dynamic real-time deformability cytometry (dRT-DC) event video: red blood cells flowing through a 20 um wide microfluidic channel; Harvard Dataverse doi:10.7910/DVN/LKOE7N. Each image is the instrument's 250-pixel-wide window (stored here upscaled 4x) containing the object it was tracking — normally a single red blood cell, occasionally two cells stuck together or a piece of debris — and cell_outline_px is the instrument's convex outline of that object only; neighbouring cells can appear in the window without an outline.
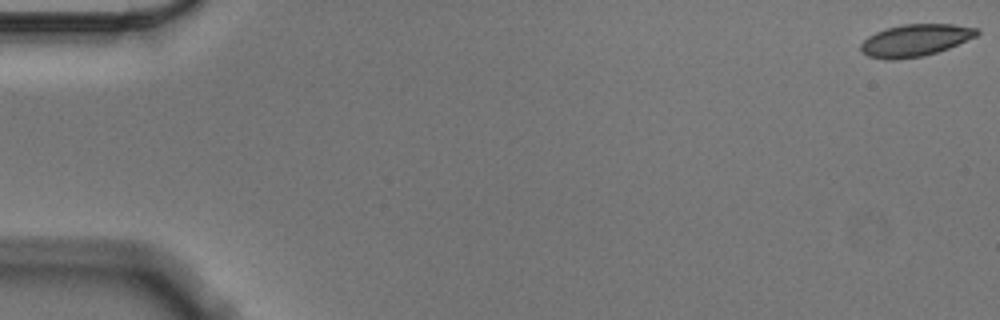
{"species": "Egyptian fruit bat (a non-hibernating species)", "species_latin": "Rousettus aegyptiacus", "temperature_condition": "cold", "stored_images_in_passage": 57, "camera_frame_rate_fps": 3000, "um_per_image_px": 0.085, "animal": {"sex": "male"}, "frame": {"image": 1, "passage_image": 1, "time_ms": 0.0, "image_size_px": [1000, 320], "cell_outline_px": [[980, 32], [976, 36], [948, 48], [924, 56], [892, 60], [888, 60], [868, 56], [860, 48], [860, 44], [868, 36], [876, 32], [888, 28], [904, 24], [956, 24], [980, 28]], "centroid_in_image_um": [77.82, 3.42], "position_along_channel_um": 7.2, "area_um2": 21.62}}
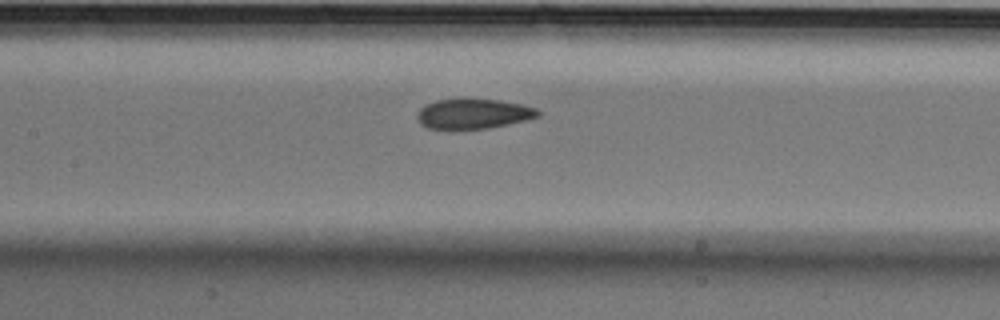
{"frame": {"image": 2, "passage_image": 27, "time_ms": 8.667, "image_size_px": [1000, 320], "cell_outline_px": [[540, 116], [524, 120], [488, 128], [428, 128], [420, 124], [416, 116], [416, 112], [424, 104], [436, 100], [500, 100], [520, 104], [536, 108], [540, 112]], "centroid_in_image_um": [40.2, 9.67], "position_along_channel_um": 167.2, "area_um2": 20.63}}
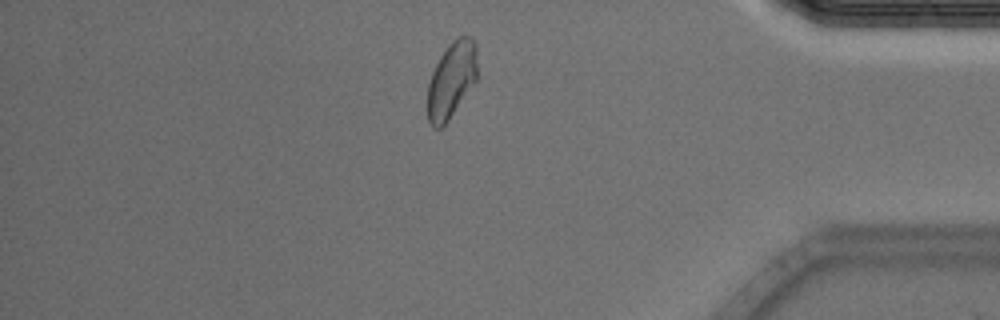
{"frame": {"image": 3, "passage_image": 49, "time_ms": 16.0, "image_size_px": [1000, 320], "cell_outline_px": [[476, 80], [448, 120], [440, 128], [432, 128], [428, 120], [428, 84], [432, 72], [440, 56], [448, 44], [456, 36], [468, 36], [476, 44]], "centroid_in_image_um": [38.36, 6.77], "position_along_channel_um": 396.8, "area_um2": 21.79}, "authors_computed_cell_mechanics": {"area_um2": 22.0796, "velocity_mm_per_s": 3.527, "shape_relaxation_time_tau1_ms": 6.6666, "shape_relaxation_time_tau2_ms": 1.3073, "deformation_change_tau1": 0.1381, "deformation_change_tau2": 0.0431}}